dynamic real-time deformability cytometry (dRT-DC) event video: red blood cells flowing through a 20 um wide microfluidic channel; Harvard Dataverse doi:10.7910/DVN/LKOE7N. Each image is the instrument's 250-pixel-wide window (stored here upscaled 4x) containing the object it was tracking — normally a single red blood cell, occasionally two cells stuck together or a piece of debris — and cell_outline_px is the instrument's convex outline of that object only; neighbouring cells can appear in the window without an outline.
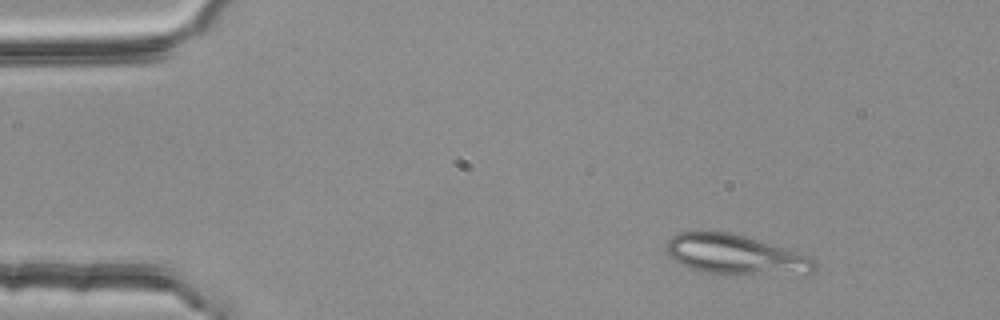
{"species": "common noctule bat (a hibernating species)", "species_latin": "Nyctalus noctula", "temperature_condition": "room temperature", "stored_images_in_passage": 3, "camera_frame_rate_fps": 3000, "um_per_image_px": 0.085, "animal": {"sex": "female", "body_mass_g": 25.1}, "frame": {"image": 1, "passage_image": 1, "time_ms": 0.0, "image_size_px": [1000, 320], "cell_outline_px": [[816, 268], [812, 272], [704, 272], [680, 264], [672, 260], [668, 256], [664, 248], [664, 244], [676, 232], [712, 228], [744, 236], [800, 252], [812, 256], [816, 260]], "centroid_in_image_um": [62.36, 21.54], "position_along_channel_um": 22.6, "area_um2": 34.1}}